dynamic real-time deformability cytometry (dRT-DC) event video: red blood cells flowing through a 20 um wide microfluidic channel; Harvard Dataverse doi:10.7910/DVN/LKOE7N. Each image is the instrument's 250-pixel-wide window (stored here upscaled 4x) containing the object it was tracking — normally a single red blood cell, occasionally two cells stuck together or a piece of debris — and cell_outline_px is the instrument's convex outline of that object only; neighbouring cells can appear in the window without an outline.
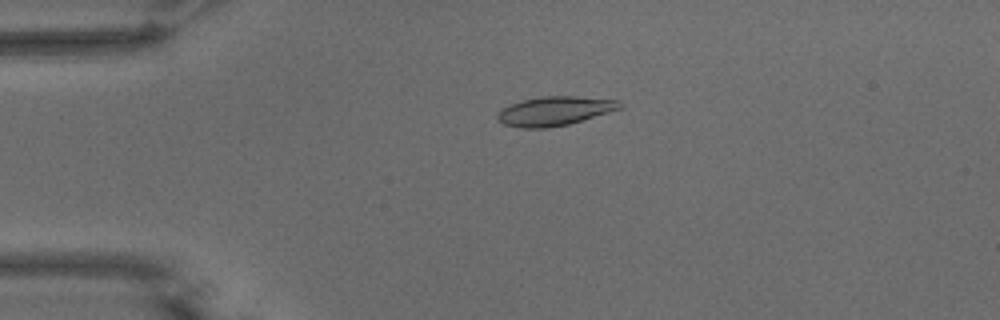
{"species": "common noctule bat (a hibernating species)", "species_latin": "Nyctalus noctula", "temperature_condition": "warm", "stored_images_in_passage": 55, "camera_frame_rate_fps": 3000, "um_per_image_px": 0.085, "animal": {"sex": "male", "body_mass_g": 15.6}, "frame": {"image": 1, "passage_image": 13, "time_ms": 4.0, "image_size_px": [1000, 320], "cell_outline_px": [[624, 104], [620, 108], [608, 112], [568, 124], [548, 128], [520, 128], [504, 124], [496, 116], [504, 108], [512, 104], [524, 100], [540, 96], [576, 96], [620, 100]], "centroid_in_image_um": [47.18, 9.43], "position_along_channel_um": 37.8, "area_um2": 20.46}}
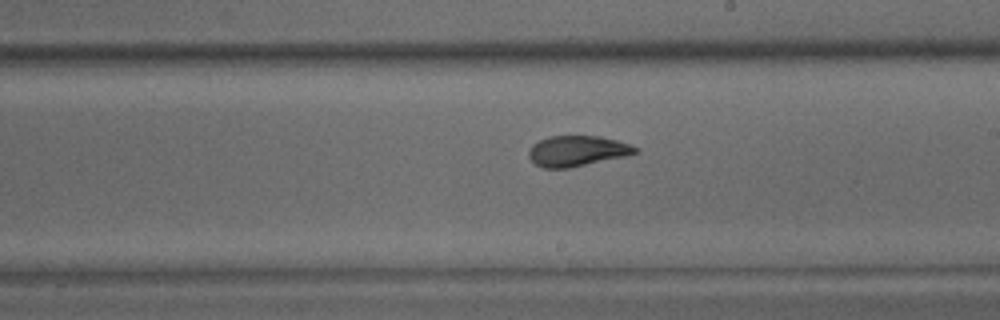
{"frame": {"image": 2, "passage_image": 32, "time_ms": 10.333, "image_size_px": [1000, 320], "cell_outline_px": [[640, 152], [624, 156], [568, 168], [544, 168], [536, 164], [528, 156], [528, 152], [532, 144], [548, 136], [600, 136], [616, 140], [640, 148]], "centroid_in_image_um": [49.05, 12.82], "position_along_channel_um": 239.9, "area_um2": 18.84}}
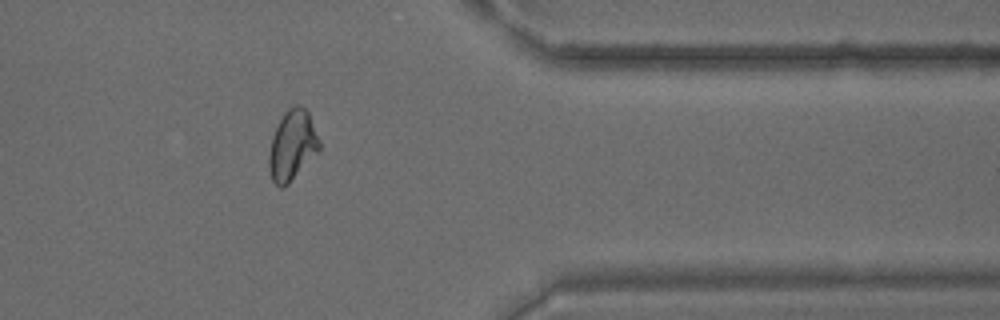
{"frame": {"image": 3, "passage_image": 45, "time_ms": 14.667, "image_size_px": [1000, 320], "cell_outline_px": [[320, 148], [288, 184], [284, 188], [280, 188], [272, 180], [268, 168], [268, 152], [272, 136], [284, 112], [288, 108], [296, 104], [300, 104], [308, 112], [320, 140]], "centroid_in_image_um": [24.82, 12.35], "position_along_channel_um": 386.6, "area_um2": 20.46}, "authors_computed_cell_mechanics": {"area_um2": 20.0566, "velocity_mm_per_s": 3.7219, "shape_relaxation_time_tau1_ms": 5.3025, "shape_relaxation_time_tau2_ms": 1.5664, "deformation_change_tau1": 0.1689, "deformation_change_tau2": 0.065}}